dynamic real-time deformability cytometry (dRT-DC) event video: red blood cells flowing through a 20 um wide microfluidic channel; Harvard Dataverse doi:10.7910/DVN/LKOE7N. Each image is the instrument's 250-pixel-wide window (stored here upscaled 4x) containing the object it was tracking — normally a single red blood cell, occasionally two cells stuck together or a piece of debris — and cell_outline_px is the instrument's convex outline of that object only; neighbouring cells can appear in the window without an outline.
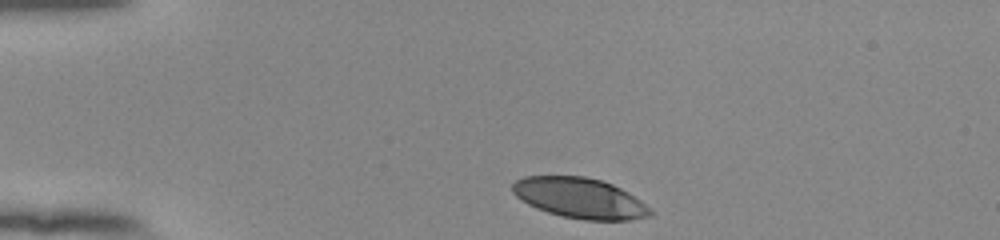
{"species": "human", "species_latin": "Homo sapiens", "temperature_condition": "room temperature", "stored_images_in_passage": 35, "camera_frame_rate_fps": 3000, "um_per_image_px": 0.085, "donor": {"sex": "female"}, "frame": {"image": 1, "passage_image": 1, "time_ms": 0.0, "image_size_px": [1000, 240], "cell_outline_px": [[656, 212], [652, 216], [632, 220], [584, 220], [564, 216], [548, 212], [536, 208], [520, 200], [512, 192], [512, 184], [516, 180], [524, 176], [584, 176], [600, 180], [612, 184], [628, 192], [652, 208]], "centroid_in_image_um": [49.32, 16.84], "position_along_channel_um": 35.7, "area_um2": 32.66}}
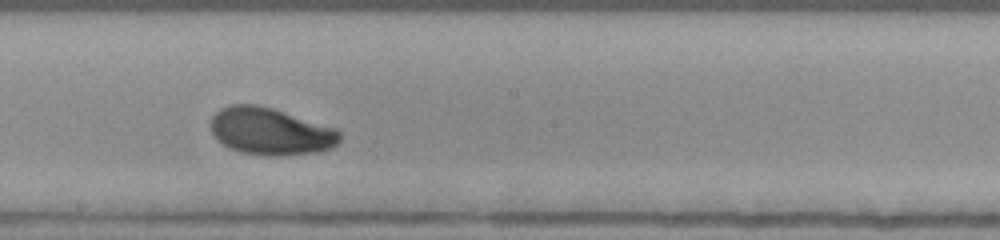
{"frame": {"image": 2, "passage_image": 20, "time_ms": 6.333, "image_size_px": [1000, 240], "cell_outline_px": [[340, 140], [332, 148], [320, 152], [280, 156], [268, 156], [240, 152], [228, 148], [216, 140], [212, 132], [212, 116], [220, 108], [232, 104], [256, 104], [272, 108], [336, 128], [340, 132]], "centroid_in_image_um": [22.99, 11.18], "position_along_channel_um": 225.2, "area_um2": 35.66}}
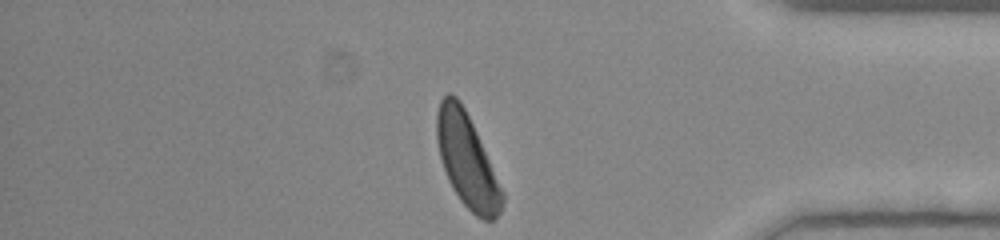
{"frame": {"image": 3, "passage_image": 35, "time_ms": 11.333, "image_size_px": [1000, 240], "cell_outline_px": [[504, 200], [500, 212], [496, 220], [484, 220], [476, 216], [460, 200], [452, 188], [448, 180], [440, 156], [436, 140], [436, 112], [440, 100], [448, 92], [452, 92], [460, 100], [476, 132], [504, 192]], "centroid_in_image_um": [39.68, 13.64], "position_along_channel_um": 395.5, "area_um2": 35.43}, "authors_computed_cell_mechanics": {"area_um2": 34.9112, "velocity_mm_per_s": 3.8527, "shape_relaxation_time_tau1_ms": 2.7949, "shape_relaxation_time_tau2_ms": null, "deformation_change_tau1": 0.1325, "deformation_change_tau2": null}}